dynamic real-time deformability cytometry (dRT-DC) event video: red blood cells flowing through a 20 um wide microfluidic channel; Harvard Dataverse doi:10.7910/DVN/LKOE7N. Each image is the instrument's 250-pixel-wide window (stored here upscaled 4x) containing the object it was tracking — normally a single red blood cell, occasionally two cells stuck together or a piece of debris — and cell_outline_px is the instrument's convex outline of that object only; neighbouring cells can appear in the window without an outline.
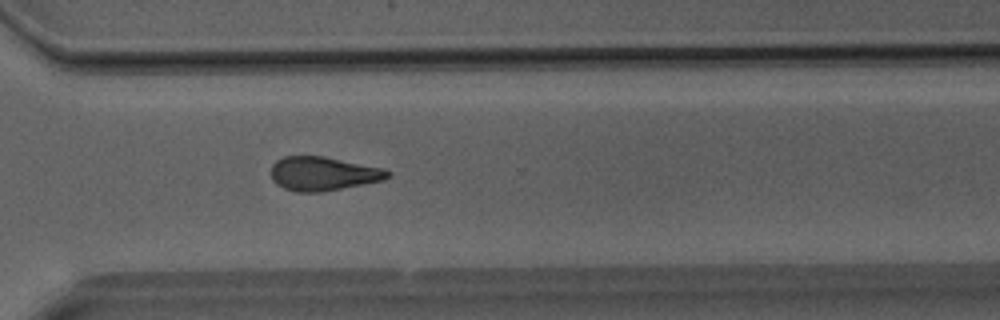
{"species": "Egyptian fruit bat (a non-hibernating species)", "species_latin": "Rousettus aegyptiacus", "temperature_condition": "room temperature", "stored_images_in_passage": 26, "camera_frame_rate_fps": 3000, "um_per_image_px": 0.085, "animal": {"sex": "male"}, "frame": {"image": 1, "passage_image": 17, "time_ms": 5.333, "image_size_px": [1000, 320], "cell_outline_px": [[392, 176], [384, 180], [320, 192], [296, 192], [284, 188], [276, 184], [272, 180], [272, 164], [276, 160], [284, 156], [324, 156], [384, 168], [392, 172]], "centroid_in_image_um": [27.48, 14.75], "position_along_channel_um": 343.1, "area_um2": 23.12}}
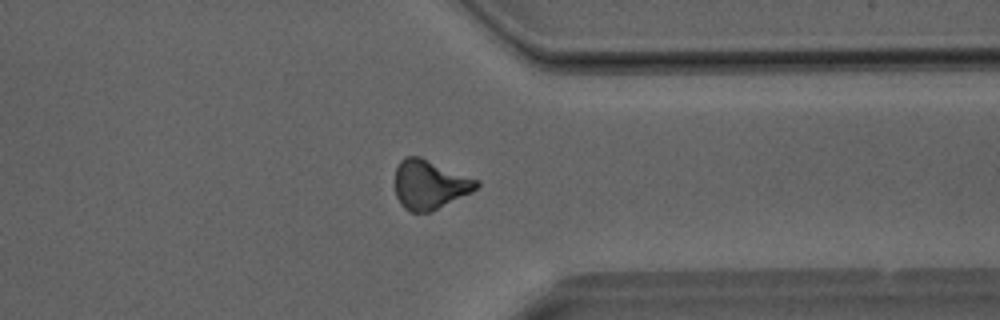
{"frame": {"image": 2, "passage_image": 19, "time_ms": 6.0, "image_size_px": [1000, 320], "cell_outline_px": [[480, 184], [472, 192], [432, 212], [412, 212], [404, 208], [400, 204], [396, 196], [396, 168], [400, 160], [404, 156], [420, 156], [480, 180]], "centroid_in_image_um": [36.54, 15.68], "position_along_channel_um": 374.9, "area_um2": 23.58}}
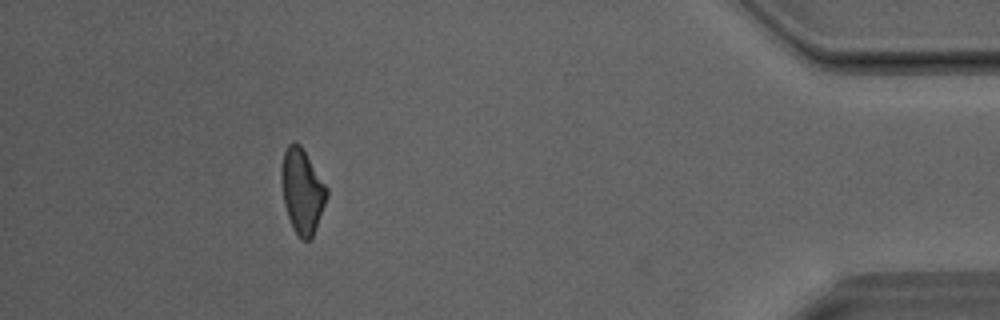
{"frame": {"image": 3, "passage_image": 24, "time_ms": 7.667, "image_size_px": [1000, 320], "cell_outline_px": [[328, 196], [312, 236], [308, 240], [300, 240], [292, 228], [284, 204], [280, 180], [280, 168], [284, 152], [288, 144], [296, 140], [300, 144], [328, 188]], "centroid_in_image_um": [25.66, 16.21], "position_along_channel_um": 409.5, "area_um2": 22.48}}